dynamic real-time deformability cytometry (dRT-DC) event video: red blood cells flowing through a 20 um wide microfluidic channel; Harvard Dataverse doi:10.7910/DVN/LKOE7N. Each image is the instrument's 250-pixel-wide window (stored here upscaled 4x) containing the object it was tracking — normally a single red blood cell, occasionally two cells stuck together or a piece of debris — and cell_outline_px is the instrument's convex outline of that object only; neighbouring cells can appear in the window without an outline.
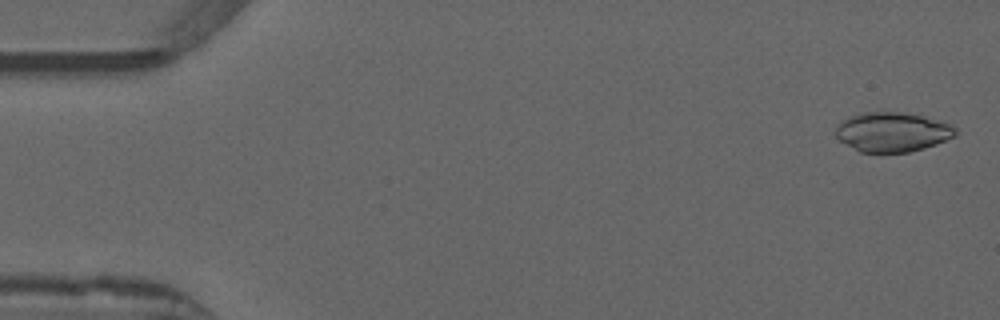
{"species": "common noctule bat (a hibernating species)", "species_latin": "Nyctalus noctula", "temperature_condition": "warm", "stored_images_in_passage": 53, "camera_frame_rate_fps": 3000, "um_per_image_px": 0.085, "animal": {"sex": "male", "forearm_length_mm": 52.5}, "frame": {"image": 1, "passage_image": 2, "time_ms": 0.333, "image_size_px": [1000, 320], "cell_outline_px": [[956, 136], [936, 144], [908, 152], [860, 152], [840, 140], [836, 136], [836, 124], [840, 120], [848, 116], [860, 112], [904, 112], [924, 116], [948, 124], [956, 128]], "centroid_in_image_um": [75.81, 11.2], "position_along_channel_um": 9.2, "area_um2": 27.57}}
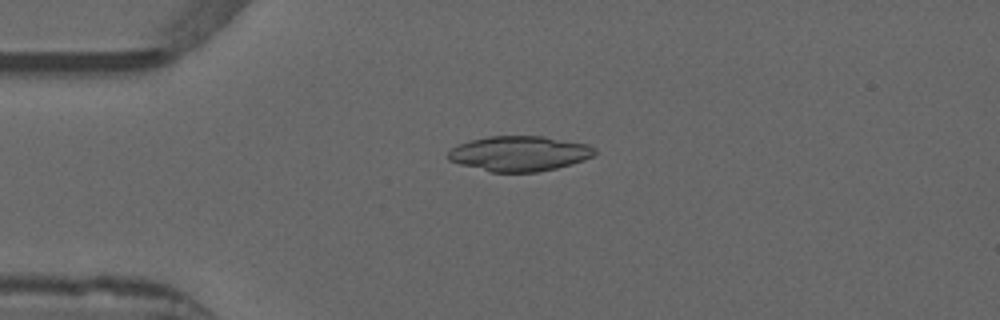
{"frame": {"image": 2, "passage_image": 13, "time_ms": 4.0, "image_size_px": [1000, 320], "cell_outline_px": [[596, 152], [592, 156], [584, 160], [572, 164], [556, 168], [536, 172], [492, 172], [460, 164], [448, 160], [448, 152], [452, 148], [460, 144], [472, 140], [488, 136], [544, 136], [588, 144], [596, 148]], "centroid_in_image_um": [44.17, 13.05], "position_along_channel_um": 40.8, "area_um2": 29.94}}